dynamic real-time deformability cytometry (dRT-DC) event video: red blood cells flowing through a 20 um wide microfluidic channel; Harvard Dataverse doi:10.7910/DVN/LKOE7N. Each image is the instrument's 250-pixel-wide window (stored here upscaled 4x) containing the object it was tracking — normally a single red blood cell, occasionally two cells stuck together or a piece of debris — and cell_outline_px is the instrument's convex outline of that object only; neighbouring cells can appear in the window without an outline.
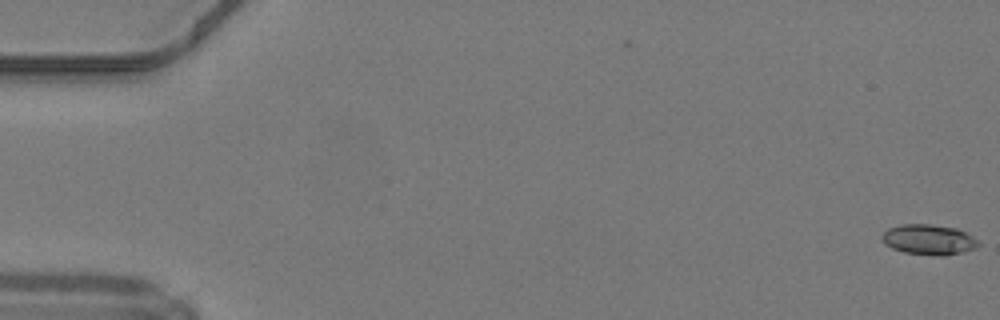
{"species": "common noctule bat (a hibernating species)", "species_latin": "Nyctalus noctula", "temperature_condition": "warm", "stored_images_in_passage": 50, "camera_frame_rate_fps": 3000, "um_per_image_px": 0.085, "animal": {"sex": "male", "body_mass_g": 19.2, "forearm_length_mm": 51.8}, "frame": {"image": 1, "passage_image": 1, "time_ms": 0.0, "image_size_px": [1000, 320], "cell_outline_px": [[980, 244], [976, 248], [944, 256], [940, 256], [904, 252], [892, 248], [884, 244], [880, 236], [888, 228], [900, 224], [932, 224], [956, 228], [972, 236]], "centroid_in_image_um": [78.9, 20.36], "position_along_channel_um": 6.1, "area_um2": 16.99}}
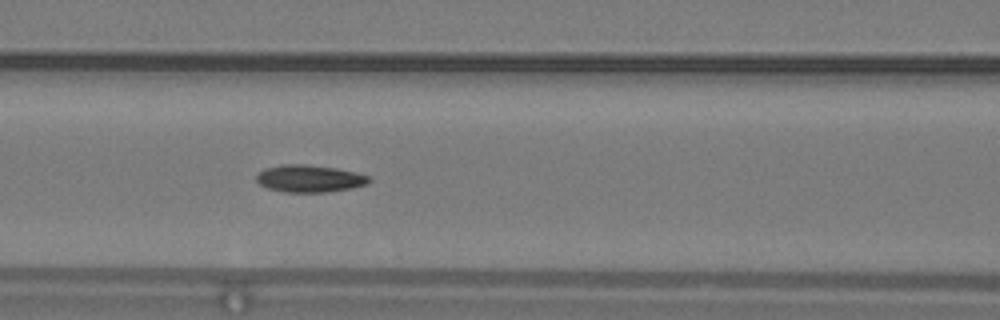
{"frame": {"image": 2, "passage_image": 22, "time_ms": 7.0, "image_size_px": [1000, 320], "cell_outline_px": [[372, 180], [368, 184], [352, 188], [324, 192], [284, 192], [268, 188], [260, 184], [256, 180], [256, 172], [264, 168], [280, 164], [304, 164], [336, 168], [356, 172], [368, 176]], "centroid_in_image_um": [26.28, 15.17], "position_along_channel_um": 140.3, "area_um2": 18.03}}
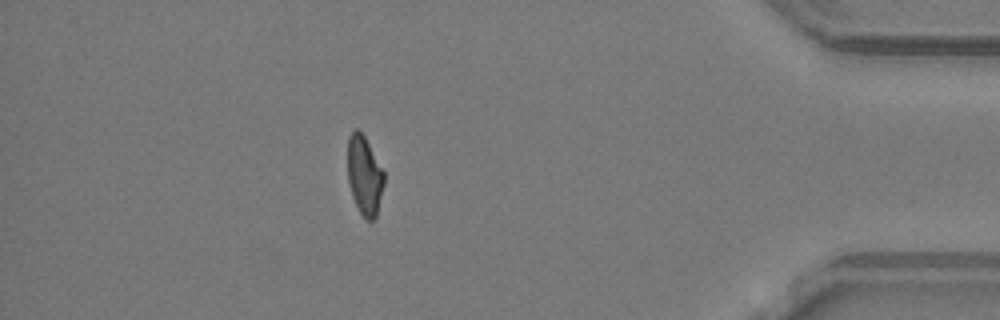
{"frame": {"image": 3, "passage_image": 44, "time_ms": 14.333, "image_size_px": [1000, 320], "cell_outline_px": [[384, 184], [376, 216], [372, 220], [368, 220], [360, 212], [352, 196], [348, 180], [348, 136], [356, 128], [364, 136], [384, 172]], "centroid_in_image_um": [30.97, 14.91], "position_along_channel_um": 404.2, "area_um2": 16.42}, "authors_computed_cell_mechanics": {"area_um2": 17.2822, "velocity_mm_per_s": 4.2351, "shape_relaxation_time_tau1_ms": 10.1883, "shape_relaxation_time_tau2_ms": 2.1485, "deformation_change_tau1": 0.2633, "deformation_change_tau2": 0.0783}}